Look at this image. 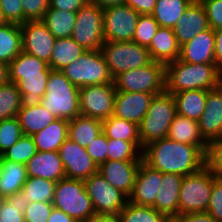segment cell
Returning <instances> with one entry per match:
<instances>
[{
  "label": "cell",
  "mask_w": 222,
  "mask_h": 222,
  "mask_svg": "<svg viewBox=\"0 0 222 222\" xmlns=\"http://www.w3.org/2000/svg\"><path fill=\"white\" fill-rule=\"evenodd\" d=\"M206 154L198 147L162 138L143 148V161L162 173L182 176L198 172L206 166Z\"/></svg>",
  "instance_id": "1"
},
{
  "label": "cell",
  "mask_w": 222,
  "mask_h": 222,
  "mask_svg": "<svg viewBox=\"0 0 222 222\" xmlns=\"http://www.w3.org/2000/svg\"><path fill=\"white\" fill-rule=\"evenodd\" d=\"M219 72L215 64H192L177 59L165 65V91L173 94L216 89Z\"/></svg>",
  "instance_id": "2"
},
{
  "label": "cell",
  "mask_w": 222,
  "mask_h": 222,
  "mask_svg": "<svg viewBox=\"0 0 222 222\" xmlns=\"http://www.w3.org/2000/svg\"><path fill=\"white\" fill-rule=\"evenodd\" d=\"M79 88L74 86L60 70H51L41 105L56 118L72 120L80 115Z\"/></svg>",
  "instance_id": "3"
},
{
  "label": "cell",
  "mask_w": 222,
  "mask_h": 222,
  "mask_svg": "<svg viewBox=\"0 0 222 222\" xmlns=\"http://www.w3.org/2000/svg\"><path fill=\"white\" fill-rule=\"evenodd\" d=\"M177 114L176 102L171 93L154 95L139 125L142 149L157 140L167 138L169 127Z\"/></svg>",
  "instance_id": "4"
},
{
  "label": "cell",
  "mask_w": 222,
  "mask_h": 222,
  "mask_svg": "<svg viewBox=\"0 0 222 222\" xmlns=\"http://www.w3.org/2000/svg\"><path fill=\"white\" fill-rule=\"evenodd\" d=\"M52 203L77 222H90L96 215L85 182L81 179L64 178L56 182Z\"/></svg>",
  "instance_id": "5"
},
{
  "label": "cell",
  "mask_w": 222,
  "mask_h": 222,
  "mask_svg": "<svg viewBox=\"0 0 222 222\" xmlns=\"http://www.w3.org/2000/svg\"><path fill=\"white\" fill-rule=\"evenodd\" d=\"M216 177L207 166L196 173L183 176L179 192L178 215L206 212Z\"/></svg>",
  "instance_id": "6"
},
{
  "label": "cell",
  "mask_w": 222,
  "mask_h": 222,
  "mask_svg": "<svg viewBox=\"0 0 222 222\" xmlns=\"http://www.w3.org/2000/svg\"><path fill=\"white\" fill-rule=\"evenodd\" d=\"M60 71L78 88L113 83L101 50H87Z\"/></svg>",
  "instance_id": "7"
},
{
  "label": "cell",
  "mask_w": 222,
  "mask_h": 222,
  "mask_svg": "<svg viewBox=\"0 0 222 222\" xmlns=\"http://www.w3.org/2000/svg\"><path fill=\"white\" fill-rule=\"evenodd\" d=\"M116 91L160 94L165 91V64L151 61L148 65L121 72L113 78Z\"/></svg>",
  "instance_id": "8"
},
{
  "label": "cell",
  "mask_w": 222,
  "mask_h": 222,
  "mask_svg": "<svg viewBox=\"0 0 222 222\" xmlns=\"http://www.w3.org/2000/svg\"><path fill=\"white\" fill-rule=\"evenodd\" d=\"M101 52L113 78L121 72L143 67L152 61L147 47L134 41L105 42Z\"/></svg>",
  "instance_id": "9"
},
{
  "label": "cell",
  "mask_w": 222,
  "mask_h": 222,
  "mask_svg": "<svg viewBox=\"0 0 222 222\" xmlns=\"http://www.w3.org/2000/svg\"><path fill=\"white\" fill-rule=\"evenodd\" d=\"M103 9L88 2L76 12L71 38L86 50H101L105 43Z\"/></svg>",
  "instance_id": "10"
},
{
  "label": "cell",
  "mask_w": 222,
  "mask_h": 222,
  "mask_svg": "<svg viewBox=\"0 0 222 222\" xmlns=\"http://www.w3.org/2000/svg\"><path fill=\"white\" fill-rule=\"evenodd\" d=\"M84 182L96 214H118L125 207L128 197L114 188L100 172L97 171Z\"/></svg>",
  "instance_id": "11"
},
{
  "label": "cell",
  "mask_w": 222,
  "mask_h": 222,
  "mask_svg": "<svg viewBox=\"0 0 222 222\" xmlns=\"http://www.w3.org/2000/svg\"><path fill=\"white\" fill-rule=\"evenodd\" d=\"M116 92L114 82L79 88L80 115L106 120L113 115Z\"/></svg>",
  "instance_id": "12"
},
{
  "label": "cell",
  "mask_w": 222,
  "mask_h": 222,
  "mask_svg": "<svg viewBox=\"0 0 222 222\" xmlns=\"http://www.w3.org/2000/svg\"><path fill=\"white\" fill-rule=\"evenodd\" d=\"M139 16L126 4L103 9L105 42L133 41Z\"/></svg>",
  "instance_id": "13"
},
{
  "label": "cell",
  "mask_w": 222,
  "mask_h": 222,
  "mask_svg": "<svg viewBox=\"0 0 222 222\" xmlns=\"http://www.w3.org/2000/svg\"><path fill=\"white\" fill-rule=\"evenodd\" d=\"M22 51L49 64L55 37L41 20L20 24Z\"/></svg>",
  "instance_id": "14"
},
{
  "label": "cell",
  "mask_w": 222,
  "mask_h": 222,
  "mask_svg": "<svg viewBox=\"0 0 222 222\" xmlns=\"http://www.w3.org/2000/svg\"><path fill=\"white\" fill-rule=\"evenodd\" d=\"M58 153L66 178L85 180L98 171V166L87 153L86 148L69 138L60 146Z\"/></svg>",
  "instance_id": "15"
},
{
  "label": "cell",
  "mask_w": 222,
  "mask_h": 222,
  "mask_svg": "<svg viewBox=\"0 0 222 222\" xmlns=\"http://www.w3.org/2000/svg\"><path fill=\"white\" fill-rule=\"evenodd\" d=\"M142 160H107L98 167V172L116 189L127 197L133 191L134 183Z\"/></svg>",
  "instance_id": "16"
},
{
  "label": "cell",
  "mask_w": 222,
  "mask_h": 222,
  "mask_svg": "<svg viewBox=\"0 0 222 222\" xmlns=\"http://www.w3.org/2000/svg\"><path fill=\"white\" fill-rule=\"evenodd\" d=\"M154 95L147 92L117 91L113 116L140 125Z\"/></svg>",
  "instance_id": "17"
},
{
  "label": "cell",
  "mask_w": 222,
  "mask_h": 222,
  "mask_svg": "<svg viewBox=\"0 0 222 222\" xmlns=\"http://www.w3.org/2000/svg\"><path fill=\"white\" fill-rule=\"evenodd\" d=\"M161 183L162 172L151 168L142 160L128 201L136 205L152 206Z\"/></svg>",
  "instance_id": "18"
},
{
  "label": "cell",
  "mask_w": 222,
  "mask_h": 222,
  "mask_svg": "<svg viewBox=\"0 0 222 222\" xmlns=\"http://www.w3.org/2000/svg\"><path fill=\"white\" fill-rule=\"evenodd\" d=\"M205 9L199 0H193L172 28L180 47L200 32L209 29Z\"/></svg>",
  "instance_id": "19"
},
{
  "label": "cell",
  "mask_w": 222,
  "mask_h": 222,
  "mask_svg": "<svg viewBox=\"0 0 222 222\" xmlns=\"http://www.w3.org/2000/svg\"><path fill=\"white\" fill-rule=\"evenodd\" d=\"M214 51V30L209 28L180 47L179 60L192 64H215Z\"/></svg>",
  "instance_id": "20"
},
{
  "label": "cell",
  "mask_w": 222,
  "mask_h": 222,
  "mask_svg": "<svg viewBox=\"0 0 222 222\" xmlns=\"http://www.w3.org/2000/svg\"><path fill=\"white\" fill-rule=\"evenodd\" d=\"M198 123L207 143L222 138V94L217 89L207 90L205 110Z\"/></svg>",
  "instance_id": "21"
},
{
  "label": "cell",
  "mask_w": 222,
  "mask_h": 222,
  "mask_svg": "<svg viewBox=\"0 0 222 222\" xmlns=\"http://www.w3.org/2000/svg\"><path fill=\"white\" fill-rule=\"evenodd\" d=\"M27 176L54 182L66 178L58 151L38 152L26 163Z\"/></svg>",
  "instance_id": "22"
},
{
  "label": "cell",
  "mask_w": 222,
  "mask_h": 222,
  "mask_svg": "<svg viewBox=\"0 0 222 222\" xmlns=\"http://www.w3.org/2000/svg\"><path fill=\"white\" fill-rule=\"evenodd\" d=\"M182 179V175L162 173V183L152 207L167 216H178L179 192Z\"/></svg>",
  "instance_id": "23"
},
{
  "label": "cell",
  "mask_w": 222,
  "mask_h": 222,
  "mask_svg": "<svg viewBox=\"0 0 222 222\" xmlns=\"http://www.w3.org/2000/svg\"><path fill=\"white\" fill-rule=\"evenodd\" d=\"M147 49L152 61L165 65L180 57V45L172 28L159 27Z\"/></svg>",
  "instance_id": "24"
},
{
  "label": "cell",
  "mask_w": 222,
  "mask_h": 222,
  "mask_svg": "<svg viewBox=\"0 0 222 222\" xmlns=\"http://www.w3.org/2000/svg\"><path fill=\"white\" fill-rule=\"evenodd\" d=\"M167 138L184 144L198 146L205 154L208 143L203 139L199 123L182 115L176 114L171 122Z\"/></svg>",
  "instance_id": "25"
},
{
  "label": "cell",
  "mask_w": 222,
  "mask_h": 222,
  "mask_svg": "<svg viewBox=\"0 0 222 222\" xmlns=\"http://www.w3.org/2000/svg\"><path fill=\"white\" fill-rule=\"evenodd\" d=\"M69 121L57 118L44 129L32 135L38 152L58 151L68 139Z\"/></svg>",
  "instance_id": "26"
},
{
  "label": "cell",
  "mask_w": 222,
  "mask_h": 222,
  "mask_svg": "<svg viewBox=\"0 0 222 222\" xmlns=\"http://www.w3.org/2000/svg\"><path fill=\"white\" fill-rule=\"evenodd\" d=\"M27 177L25 164L0 160V197L7 198L21 191Z\"/></svg>",
  "instance_id": "27"
},
{
  "label": "cell",
  "mask_w": 222,
  "mask_h": 222,
  "mask_svg": "<svg viewBox=\"0 0 222 222\" xmlns=\"http://www.w3.org/2000/svg\"><path fill=\"white\" fill-rule=\"evenodd\" d=\"M172 95L176 102L177 114L198 122L205 110L207 90H186Z\"/></svg>",
  "instance_id": "28"
},
{
  "label": "cell",
  "mask_w": 222,
  "mask_h": 222,
  "mask_svg": "<svg viewBox=\"0 0 222 222\" xmlns=\"http://www.w3.org/2000/svg\"><path fill=\"white\" fill-rule=\"evenodd\" d=\"M16 117L21 125L23 135L27 136L34 135L57 119L41 104L30 107H21Z\"/></svg>",
  "instance_id": "29"
},
{
  "label": "cell",
  "mask_w": 222,
  "mask_h": 222,
  "mask_svg": "<svg viewBox=\"0 0 222 222\" xmlns=\"http://www.w3.org/2000/svg\"><path fill=\"white\" fill-rule=\"evenodd\" d=\"M101 133L102 121L97 118L78 115L69 120L68 138L82 147L89 145Z\"/></svg>",
  "instance_id": "30"
},
{
  "label": "cell",
  "mask_w": 222,
  "mask_h": 222,
  "mask_svg": "<svg viewBox=\"0 0 222 222\" xmlns=\"http://www.w3.org/2000/svg\"><path fill=\"white\" fill-rule=\"evenodd\" d=\"M48 63L23 51L9 63L10 82L17 83L22 75H49Z\"/></svg>",
  "instance_id": "31"
},
{
  "label": "cell",
  "mask_w": 222,
  "mask_h": 222,
  "mask_svg": "<svg viewBox=\"0 0 222 222\" xmlns=\"http://www.w3.org/2000/svg\"><path fill=\"white\" fill-rule=\"evenodd\" d=\"M86 51L71 37L55 39L48 65L52 70H62Z\"/></svg>",
  "instance_id": "32"
},
{
  "label": "cell",
  "mask_w": 222,
  "mask_h": 222,
  "mask_svg": "<svg viewBox=\"0 0 222 222\" xmlns=\"http://www.w3.org/2000/svg\"><path fill=\"white\" fill-rule=\"evenodd\" d=\"M49 75H22L16 83L21 93L22 107L40 105L41 98L46 93Z\"/></svg>",
  "instance_id": "33"
},
{
  "label": "cell",
  "mask_w": 222,
  "mask_h": 222,
  "mask_svg": "<svg viewBox=\"0 0 222 222\" xmlns=\"http://www.w3.org/2000/svg\"><path fill=\"white\" fill-rule=\"evenodd\" d=\"M56 39L72 36L76 13L48 8L41 20Z\"/></svg>",
  "instance_id": "34"
},
{
  "label": "cell",
  "mask_w": 222,
  "mask_h": 222,
  "mask_svg": "<svg viewBox=\"0 0 222 222\" xmlns=\"http://www.w3.org/2000/svg\"><path fill=\"white\" fill-rule=\"evenodd\" d=\"M193 0H157L151 15L159 27L173 28Z\"/></svg>",
  "instance_id": "35"
},
{
  "label": "cell",
  "mask_w": 222,
  "mask_h": 222,
  "mask_svg": "<svg viewBox=\"0 0 222 222\" xmlns=\"http://www.w3.org/2000/svg\"><path fill=\"white\" fill-rule=\"evenodd\" d=\"M22 51L20 24L7 23L0 27V61L9 64Z\"/></svg>",
  "instance_id": "36"
},
{
  "label": "cell",
  "mask_w": 222,
  "mask_h": 222,
  "mask_svg": "<svg viewBox=\"0 0 222 222\" xmlns=\"http://www.w3.org/2000/svg\"><path fill=\"white\" fill-rule=\"evenodd\" d=\"M102 132L107 138L111 139L141 141L139 137V125L113 115L102 121Z\"/></svg>",
  "instance_id": "37"
},
{
  "label": "cell",
  "mask_w": 222,
  "mask_h": 222,
  "mask_svg": "<svg viewBox=\"0 0 222 222\" xmlns=\"http://www.w3.org/2000/svg\"><path fill=\"white\" fill-rule=\"evenodd\" d=\"M141 141L108 138L107 160H143Z\"/></svg>",
  "instance_id": "38"
},
{
  "label": "cell",
  "mask_w": 222,
  "mask_h": 222,
  "mask_svg": "<svg viewBox=\"0 0 222 222\" xmlns=\"http://www.w3.org/2000/svg\"><path fill=\"white\" fill-rule=\"evenodd\" d=\"M56 182L39 177H27L22 186V192L31 202H52Z\"/></svg>",
  "instance_id": "39"
},
{
  "label": "cell",
  "mask_w": 222,
  "mask_h": 222,
  "mask_svg": "<svg viewBox=\"0 0 222 222\" xmlns=\"http://www.w3.org/2000/svg\"><path fill=\"white\" fill-rule=\"evenodd\" d=\"M31 200L19 191L4 198L0 209V222H25L24 213Z\"/></svg>",
  "instance_id": "40"
},
{
  "label": "cell",
  "mask_w": 222,
  "mask_h": 222,
  "mask_svg": "<svg viewBox=\"0 0 222 222\" xmlns=\"http://www.w3.org/2000/svg\"><path fill=\"white\" fill-rule=\"evenodd\" d=\"M22 107V98L17 85L13 82L0 86V121L17 116Z\"/></svg>",
  "instance_id": "41"
},
{
  "label": "cell",
  "mask_w": 222,
  "mask_h": 222,
  "mask_svg": "<svg viewBox=\"0 0 222 222\" xmlns=\"http://www.w3.org/2000/svg\"><path fill=\"white\" fill-rule=\"evenodd\" d=\"M119 214L122 222H163L167 217L152 206L136 205L129 201Z\"/></svg>",
  "instance_id": "42"
},
{
  "label": "cell",
  "mask_w": 222,
  "mask_h": 222,
  "mask_svg": "<svg viewBox=\"0 0 222 222\" xmlns=\"http://www.w3.org/2000/svg\"><path fill=\"white\" fill-rule=\"evenodd\" d=\"M37 153V148L32 136L22 135V137L7 149L0 160H10L16 163L25 164Z\"/></svg>",
  "instance_id": "43"
},
{
  "label": "cell",
  "mask_w": 222,
  "mask_h": 222,
  "mask_svg": "<svg viewBox=\"0 0 222 222\" xmlns=\"http://www.w3.org/2000/svg\"><path fill=\"white\" fill-rule=\"evenodd\" d=\"M23 133L17 117L0 121V156L16 143Z\"/></svg>",
  "instance_id": "44"
},
{
  "label": "cell",
  "mask_w": 222,
  "mask_h": 222,
  "mask_svg": "<svg viewBox=\"0 0 222 222\" xmlns=\"http://www.w3.org/2000/svg\"><path fill=\"white\" fill-rule=\"evenodd\" d=\"M158 28L159 25L151 14L140 15L133 41L148 48Z\"/></svg>",
  "instance_id": "45"
},
{
  "label": "cell",
  "mask_w": 222,
  "mask_h": 222,
  "mask_svg": "<svg viewBox=\"0 0 222 222\" xmlns=\"http://www.w3.org/2000/svg\"><path fill=\"white\" fill-rule=\"evenodd\" d=\"M206 166L217 176L222 178V138L208 143L206 152Z\"/></svg>",
  "instance_id": "46"
},
{
  "label": "cell",
  "mask_w": 222,
  "mask_h": 222,
  "mask_svg": "<svg viewBox=\"0 0 222 222\" xmlns=\"http://www.w3.org/2000/svg\"><path fill=\"white\" fill-rule=\"evenodd\" d=\"M52 202H31L24 213L25 222H47L53 209Z\"/></svg>",
  "instance_id": "47"
},
{
  "label": "cell",
  "mask_w": 222,
  "mask_h": 222,
  "mask_svg": "<svg viewBox=\"0 0 222 222\" xmlns=\"http://www.w3.org/2000/svg\"><path fill=\"white\" fill-rule=\"evenodd\" d=\"M23 23L42 20L49 8V0H22Z\"/></svg>",
  "instance_id": "48"
},
{
  "label": "cell",
  "mask_w": 222,
  "mask_h": 222,
  "mask_svg": "<svg viewBox=\"0 0 222 222\" xmlns=\"http://www.w3.org/2000/svg\"><path fill=\"white\" fill-rule=\"evenodd\" d=\"M107 145L108 138L102 132L85 147L87 153L98 167L107 161Z\"/></svg>",
  "instance_id": "49"
},
{
  "label": "cell",
  "mask_w": 222,
  "mask_h": 222,
  "mask_svg": "<svg viewBox=\"0 0 222 222\" xmlns=\"http://www.w3.org/2000/svg\"><path fill=\"white\" fill-rule=\"evenodd\" d=\"M218 222H222V178L216 177L210 195L207 211Z\"/></svg>",
  "instance_id": "50"
},
{
  "label": "cell",
  "mask_w": 222,
  "mask_h": 222,
  "mask_svg": "<svg viewBox=\"0 0 222 222\" xmlns=\"http://www.w3.org/2000/svg\"><path fill=\"white\" fill-rule=\"evenodd\" d=\"M203 5L210 28H222V0H199Z\"/></svg>",
  "instance_id": "51"
},
{
  "label": "cell",
  "mask_w": 222,
  "mask_h": 222,
  "mask_svg": "<svg viewBox=\"0 0 222 222\" xmlns=\"http://www.w3.org/2000/svg\"><path fill=\"white\" fill-rule=\"evenodd\" d=\"M22 0H0L4 18L8 23L23 24Z\"/></svg>",
  "instance_id": "52"
},
{
  "label": "cell",
  "mask_w": 222,
  "mask_h": 222,
  "mask_svg": "<svg viewBox=\"0 0 222 222\" xmlns=\"http://www.w3.org/2000/svg\"><path fill=\"white\" fill-rule=\"evenodd\" d=\"M89 0H49V8L76 13L81 7L86 5Z\"/></svg>",
  "instance_id": "53"
},
{
  "label": "cell",
  "mask_w": 222,
  "mask_h": 222,
  "mask_svg": "<svg viewBox=\"0 0 222 222\" xmlns=\"http://www.w3.org/2000/svg\"><path fill=\"white\" fill-rule=\"evenodd\" d=\"M157 0H125V4L132 7L140 15L151 14Z\"/></svg>",
  "instance_id": "54"
},
{
  "label": "cell",
  "mask_w": 222,
  "mask_h": 222,
  "mask_svg": "<svg viewBox=\"0 0 222 222\" xmlns=\"http://www.w3.org/2000/svg\"><path fill=\"white\" fill-rule=\"evenodd\" d=\"M180 222H218L208 212H197L178 215Z\"/></svg>",
  "instance_id": "55"
},
{
  "label": "cell",
  "mask_w": 222,
  "mask_h": 222,
  "mask_svg": "<svg viewBox=\"0 0 222 222\" xmlns=\"http://www.w3.org/2000/svg\"><path fill=\"white\" fill-rule=\"evenodd\" d=\"M214 37H215V51H214L215 65L219 71H222V28L214 30Z\"/></svg>",
  "instance_id": "56"
},
{
  "label": "cell",
  "mask_w": 222,
  "mask_h": 222,
  "mask_svg": "<svg viewBox=\"0 0 222 222\" xmlns=\"http://www.w3.org/2000/svg\"><path fill=\"white\" fill-rule=\"evenodd\" d=\"M47 222H77L65 212L53 207L51 215L48 218Z\"/></svg>",
  "instance_id": "57"
},
{
  "label": "cell",
  "mask_w": 222,
  "mask_h": 222,
  "mask_svg": "<svg viewBox=\"0 0 222 222\" xmlns=\"http://www.w3.org/2000/svg\"><path fill=\"white\" fill-rule=\"evenodd\" d=\"M90 222H122L120 214H96Z\"/></svg>",
  "instance_id": "58"
},
{
  "label": "cell",
  "mask_w": 222,
  "mask_h": 222,
  "mask_svg": "<svg viewBox=\"0 0 222 222\" xmlns=\"http://www.w3.org/2000/svg\"><path fill=\"white\" fill-rule=\"evenodd\" d=\"M89 2L96 4L102 9L125 4V0H89Z\"/></svg>",
  "instance_id": "59"
},
{
  "label": "cell",
  "mask_w": 222,
  "mask_h": 222,
  "mask_svg": "<svg viewBox=\"0 0 222 222\" xmlns=\"http://www.w3.org/2000/svg\"><path fill=\"white\" fill-rule=\"evenodd\" d=\"M9 82V64L0 61V86Z\"/></svg>",
  "instance_id": "60"
},
{
  "label": "cell",
  "mask_w": 222,
  "mask_h": 222,
  "mask_svg": "<svg viewBox=\"0 0 222 222\" xmlns=\"http://www.w3.org/2000/svg\"><path fill=\"white\" fill-rule=\"evenodd\" d=\"M216 89L222 94V71L218 74Z\"/></svg>",
  "instance_id": "61"
},
{
  "label": "cell",
  "mask_w": 222,
  "mask_h": 222,
  "mask_svg": "<svg viewBox=\"0 0 222 222\" xmlns=\"http://www.w3.org/2000/svg\"><path fill=\"white\" fill-rule=\"evenodd\" d=\"M163 222H180L178 216H167Z\"/></svg>",
  "instance_id": "62"
},
{
  "label": "cell",
  "mask_w": 222,
  "mask_h": 222,
  "mask_svg": "<svg viewBox=\"0 0 222 222\" xmlns=\"http://www.w3.org/2000/svg\"><path fill=\"white\" fill-rule=\"evenodd\" d=\"M7 20L4 18L3 13H2V9L0 6V27H3L7 24Z\"/></svg>",
  "instance_id": "63"
},
{
  "label": "cell",
  "mask_w": 222,
  "mask_h": 222,
  "mask_svg": "<svg viewBox=\"0 0 222 222\" xmlns=\"http://www.w3.org/2000/svg\"><path fill=\"white\" fill-rule=\"evenodd\" d=\"M3 200H4V198L0 197V209H1V205H2Z\"/></svg>",
  "instance_id": "64"
}]
</instances>
